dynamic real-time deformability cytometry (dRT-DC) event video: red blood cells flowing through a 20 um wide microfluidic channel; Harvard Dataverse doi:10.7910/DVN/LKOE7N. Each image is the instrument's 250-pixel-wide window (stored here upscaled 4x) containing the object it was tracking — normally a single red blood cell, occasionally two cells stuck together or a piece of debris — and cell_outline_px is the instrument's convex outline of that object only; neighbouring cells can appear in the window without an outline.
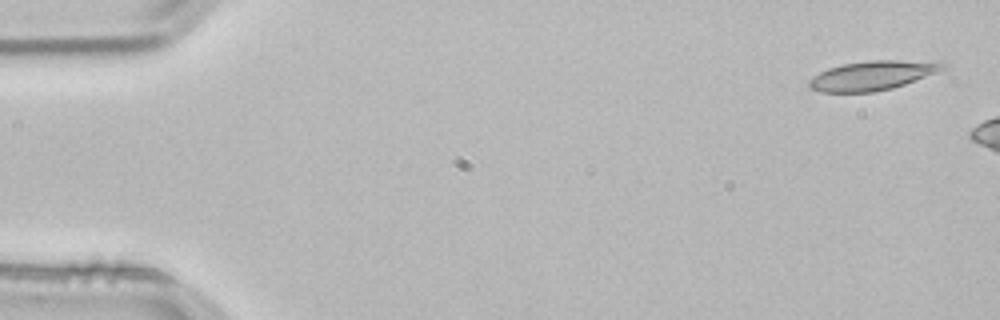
{"species": "common noctule bat (a hibernating species)", "species_latin": "Nyctalus noctula", "temperature_condition": "room temperature", "stored_images_in_passage": 3, "camera_frame_rate_fps": 3000, "um_per_image_px": 0.085, "animal": {"sex": "male", "body_mass_g": 21.5, "forearm_length_mm": 52.0}, "frame": {"image": 1, "passage_image": 1, "time_ms": 0.0, "image_size_px": [1000, 320], "cell_outline_px": [[948, 68], [904, 84], [892, 88], [876, 92], [820, 92], [808, 88], [808, 80], [812, 76], [828, 68], [844, 64], [872, 60], [896, 60], [948, 64]], "centroid_in_image_um": [74.08, 6.43], "position_along_channel_um": 10.9, "area_um2": 22.6}}